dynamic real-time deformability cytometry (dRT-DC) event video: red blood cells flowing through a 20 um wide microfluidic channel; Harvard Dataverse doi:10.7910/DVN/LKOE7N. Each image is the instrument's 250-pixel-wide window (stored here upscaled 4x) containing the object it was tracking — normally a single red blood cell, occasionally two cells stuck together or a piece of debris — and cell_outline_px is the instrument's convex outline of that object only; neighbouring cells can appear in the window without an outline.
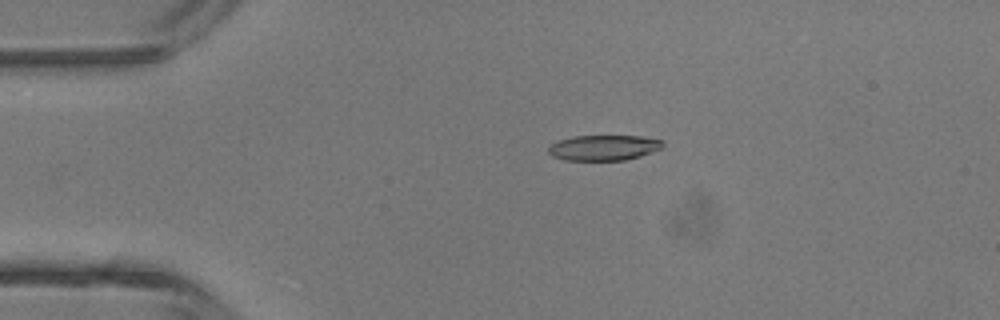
{"species": "common noctule bat (a hibernating species)", "species_latin": "Nyctalus noctula", "temperature_condition": "room temperature", "stored_images_in_passage": 40, "camera_frame_rate_fps": 3000, "um_per_image_px": 0.085, "animal": {"sex": "male", "body_mass_g": 13.3}, "frame": {"image": 1, "passage_image": 4, "time_ms": 1.0, "image_size_px": [1000, 320], "cell_outline_px": [[664, 144], [660, 148], [640, 156], [624, 160], [564, 160], [552, 156], [548, 152], [548, 148], [556, 140], [572, 136], [640, 136], [664, 140]], "centroid_in_image_um": [51.28, 12.54], "position_along_channel_um": 33.7, "area_um2": 16.94}}
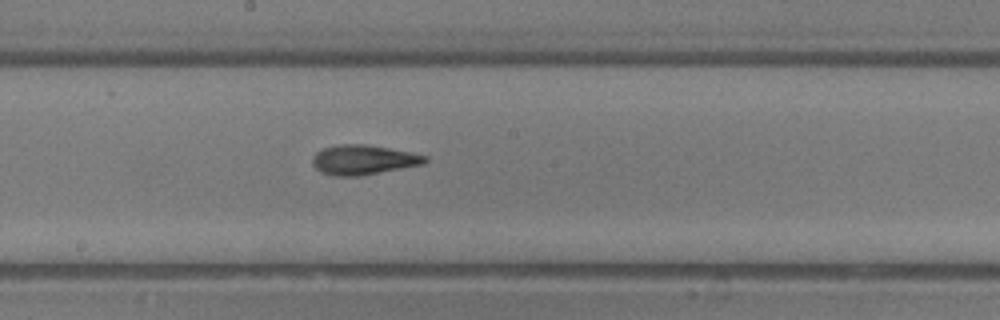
{"frame": {"image": 2, "passage_image": 19, "time_ms": 6.0, "image_size_px": [1000, 320], "cell_outline_px": [[428, 160], [424, 164], [360, 176], [332, 176], [320, 172], [312, 164], [312, 156], [316, 152], [324, 148], [340, 144], [364, 144], [388, 148], [428, 156]], "centroid_in_image_um": [30.86, 13.59], "position_along_channel_um": 217.3, "area_um2": 19.48}}
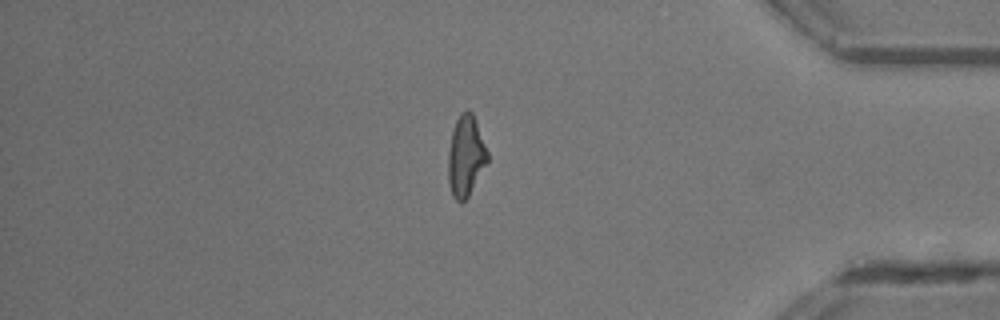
{"frame": {"image": 3, "passage_image": 33, "time_ms": 10.667, "image_size_px": [1000, 320], "cell_outline_px": [[488, 160], [468, 196], [460, 204], [452, 196], [448, 184], [448, 152], [452, 132], [456, 120], [460, 112], [468, 108], [472, 112], [488, 152]], "centroid_in_image_um": [39.57, 13.26], "position_along_channel_um": 395.6, "area_um2": 18.44}, "authors_computed_cell_mechanics": {"area_um2": 18.6694, "velocity_mm_per_s": 4.5234, "shape_relaxation_time_tau1_ms": 5.5558, "shape_relaxation_time_tau2_ms": 2.6092, "deformation_change_tau1": 0.2017, "deformation_change_tau2": 0.1209}}